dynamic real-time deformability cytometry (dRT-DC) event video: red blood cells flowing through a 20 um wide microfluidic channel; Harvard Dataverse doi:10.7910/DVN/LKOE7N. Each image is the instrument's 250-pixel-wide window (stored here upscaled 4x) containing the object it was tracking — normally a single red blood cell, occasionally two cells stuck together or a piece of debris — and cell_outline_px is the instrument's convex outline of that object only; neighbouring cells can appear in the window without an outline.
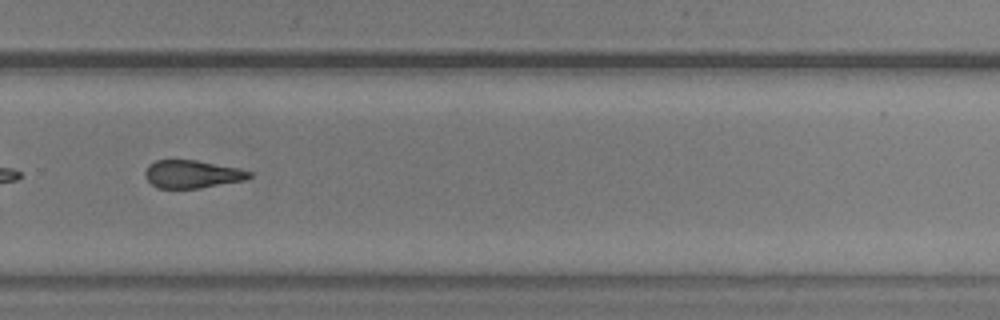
{"species": "common noctule bat (a hibernating species)", "species_latin": "Nyctalus noctula", "temperature_condition": "warm", "stored_images_in_passage": 54, "segment_of_instrument_passage": [2, 2], "camera_frame_rate_fps": 3000, "um_per_image_px": 0.085, "animal": {"sex": "male", "body_mass_g": 20.5, "forearm_length_mm": 52.5}, "frame": {"image": 1, "passage_image": 37, "time_ms": 12.0, "image_size_px": [1000, 320], "cell_outline_px": [[252, 176], [244, 180], [200, 188], [160, 188], [152, 184], [144, 176], [144, 172], [148, 164], [156, 160], [196, 160], [240, 168], [252, 172]], "centroid_in_image_um": [16.33, 14.79], "position_along_channel_um": 313.5, "area_um2": 16.94}}